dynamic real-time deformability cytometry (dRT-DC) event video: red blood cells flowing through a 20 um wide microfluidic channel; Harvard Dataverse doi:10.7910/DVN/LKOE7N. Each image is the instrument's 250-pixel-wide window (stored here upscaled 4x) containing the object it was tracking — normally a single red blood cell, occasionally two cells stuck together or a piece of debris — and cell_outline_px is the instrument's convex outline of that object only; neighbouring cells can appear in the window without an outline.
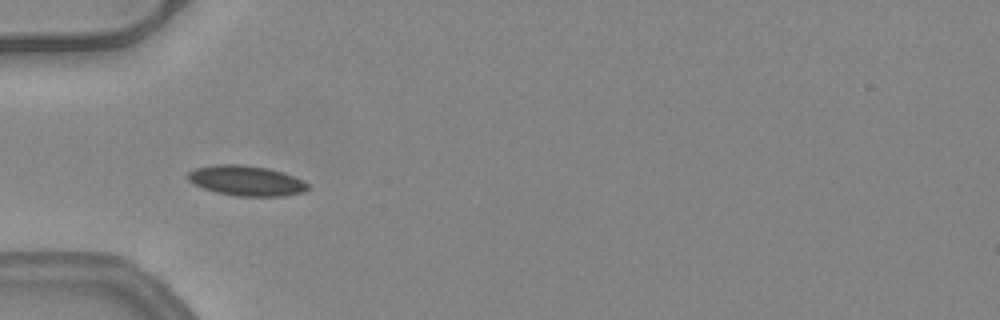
{"species": "common noctule bat (a hibernating species)", "species_latin": "Nyctalus noctula", "temperature_condition": "warm", "stored_images_in_passage": 6, "camera_frame_rate_fps": 3000, "um_per_image_px": 0.085, "animal": {"sex": "female", "body_mass_g": 24.6, "forearm_length_mm": 56.2}, "frame": {"image": 1, "passage_image": 1, "time_ms": 0.0, "image_size_px": [1000, 320], "cell_outline_px": [[308, 188], [304, 192], [284, 196], [236, 196], [216, 192], [204, 188], [188, 180], [184, 176], [188, 172], [196, 168], [212, 164], [244, 164], [268, 168], [304, 180], [308, 184]], "centroid_in_image_um": [20.91, 15.35], "position_along_channel_um": 64.1, "area_um2": 21.15}}